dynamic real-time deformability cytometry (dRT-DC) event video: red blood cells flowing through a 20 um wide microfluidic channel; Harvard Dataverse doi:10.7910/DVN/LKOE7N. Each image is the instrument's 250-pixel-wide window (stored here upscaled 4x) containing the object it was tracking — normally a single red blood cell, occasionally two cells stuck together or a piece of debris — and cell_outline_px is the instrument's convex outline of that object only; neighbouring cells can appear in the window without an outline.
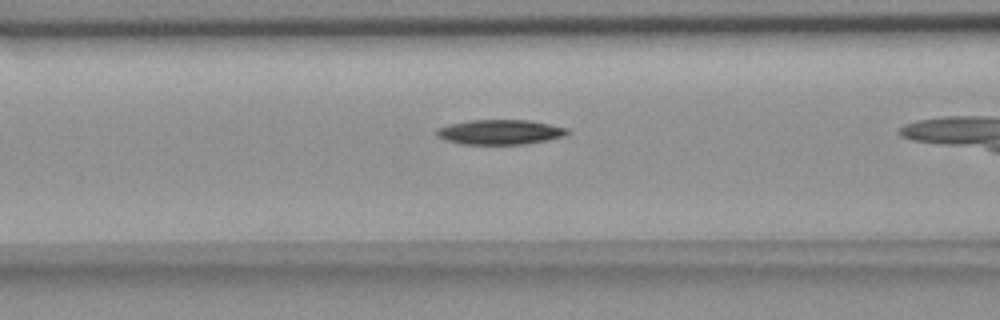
{"species": "common noctule bat (a hibernating species)", "species_latin": "Nyctalus noctula", "temperature_condition": "room temperature", "stored_images_in_passage": 43, "camera_frame_rate_fps": 3000, "um_per_image_px": 0.085, "animal": {"sex": "female", "body_mass_g": 18.4}, "frame": {"image": 1, "passage_image": 17, "time_ms": 5.333, "image_size_px": [1000, 320], "cell_outline_px": [[572, 132], [564, 136], [524, 144], [460, 144], [444, 140], [436, 136], [436, 128], [468, 120], [528, 120], [568, 128]], "centroid_in_image_um": [42.48, 11.22], "position_along_channel_um": 124.1, "area_um2": 18.9}}
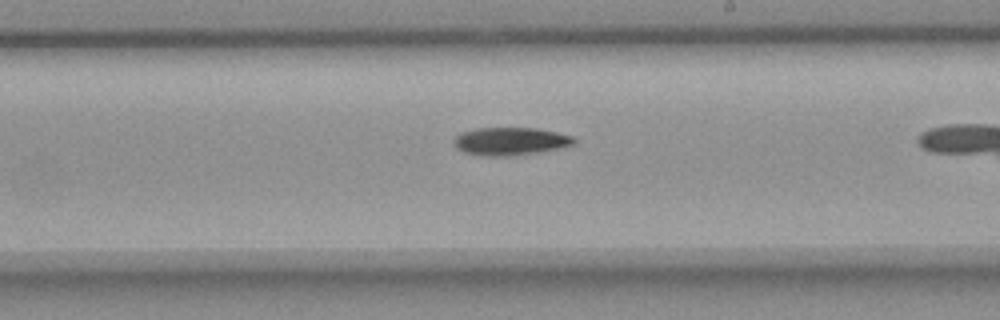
{"frame": {"image": 2, "passage_image": 27, "time_ms": 8.667, "image_size_px": [1000, 320], "cell_outline_px": [[576, 144], [560, 148], [536, 152], [504, 156], [488, 156], [464, 152], [456, 148], [452, 144], [452, 140], [456, 136], [464, 132], [476, 128], [536, 128], [556, 132], [572, 136], [576, 140]], "centroid_in_image_um": [43.37, 12.0], "position_along_channel_um": 245.6, "area_um2": 19.36}}
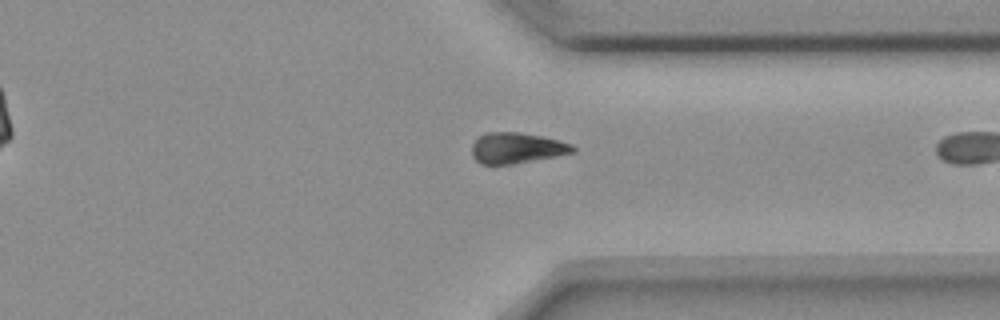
{"frame": {"image": 3, "passage_image": 37, "time_ms": 12.0, "image_size_px": [1000, 320], "cell_outline_px": [[576, 152], [556, 156], [512, 164], [480, 164], [472, 156], [472, 144], [480, 136], [488, 132], [520, 132], [540, 136], [572, 144], [576, 148]], "centroid_in_image_um": [43.92, 12.58], "position_along_channel_um": 367.5, "area_um2": 17.98}, "authors_computed_cell_mechanics": {"area_um2": 19.4208, "velocity_mm_per_s": 3.6578, "shape_relaxation_time_tau1_ms": 5.1126, "shape_relaxation_time_tau2_ms": null, "deformation_change_tau1": 0.1143, "deformation_change_tau2": null}}